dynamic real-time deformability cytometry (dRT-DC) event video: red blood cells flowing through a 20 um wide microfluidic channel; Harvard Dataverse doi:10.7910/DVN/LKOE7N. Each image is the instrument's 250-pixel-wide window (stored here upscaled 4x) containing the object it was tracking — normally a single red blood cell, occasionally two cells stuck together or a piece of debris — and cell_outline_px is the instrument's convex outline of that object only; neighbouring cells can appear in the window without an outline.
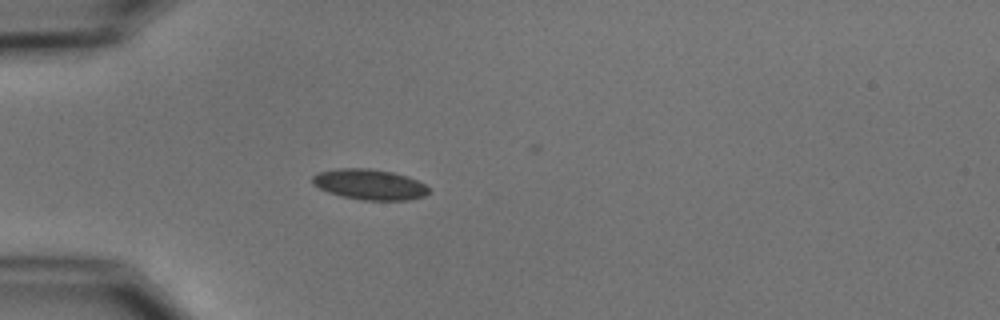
{"species": "common noctule bat (a hibernating species)", "species_latin": "Nyctalus noctula", "temperature_condition": "cold", "stored_images_in_passage": 4, "camera_frame_rate_fps": 3000, "um_per_image_px": 0.085, "animal": {"sex": "male", "body_mass_g": 15.6}, "frame": {"image": 1, "passage_image": 4, "time_ms": 3.333, "image_size_px": [1000, 320], "cell_outline_px": [[428, 192], [424, 196], [408, 200], [364, 200], [340, 196], [328, 192], [312, 184], [312, 176], [320, 172], [340, 168], [368, 168], [392, 172], [408, 176], [424, 184], [428, 188]], "centroid_in_image_um": [31.4, 15.68], "position_along_channel_um": 53.6, "area_um2": 20.58}}